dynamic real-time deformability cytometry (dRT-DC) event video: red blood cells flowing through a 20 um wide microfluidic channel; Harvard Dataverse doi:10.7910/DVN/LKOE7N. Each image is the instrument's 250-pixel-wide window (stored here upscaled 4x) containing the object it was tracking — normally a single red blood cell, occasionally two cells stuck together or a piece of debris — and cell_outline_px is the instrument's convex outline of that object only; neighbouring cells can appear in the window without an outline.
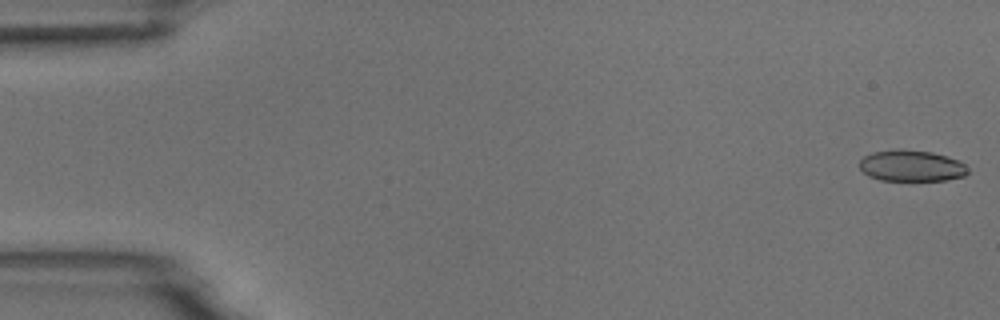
{"species": "common noctule bat (a hibernating species)", "species_latin": "Nyctalus noctula", "temperature_condition": "room temperature", "stored_images_in_passage": 54, "camera_frame_rate_fps": 3000, "um_per_image_px": 0.085, "animal": {"sex": "male", "body_mass_g": 18.8}, "frame": {"image": 1, "passage_image": 1, "time_ms": 0.0, "image_size_px": [1000, 320], "cell_outline_px": [[968, 172], [964, 176], [948, 180], [880, 180], [868, 176], [860, 168], [860, 160], [864, 156], [872, 152], [900, 148], [932, 152], [948, 156], [964, 164], [968, 168]], "centroid_in_image_um": [77.46, 14.08], "position_along_channel_um": 7.5, "area_um2": 19.83}}
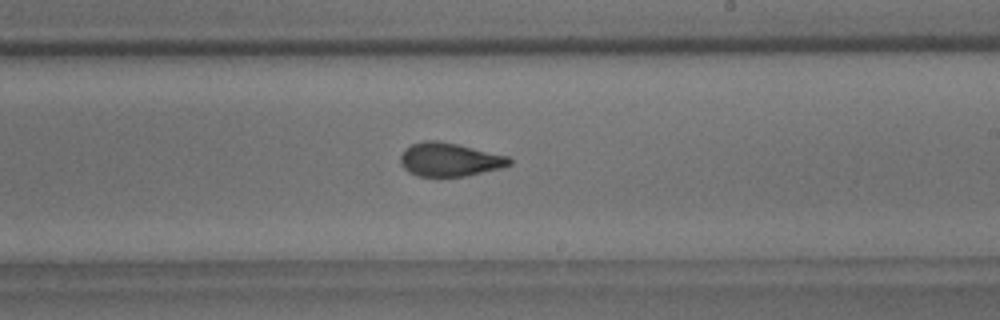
{"frame": {"image": 2, "passage_image": 32, "time_ms": 10.333, "image_size_px": [1000, 320], "cell_outline_px": [[512, 164], [500, 168], [464, 176], [416, 176], [408, 172], [400, 164], [400, 156], [404, 148], [412, 144], [424, 140], [436, 140], [456, 144], [508, 156], [512, 160]], "centroid_in_image_um": [38.17, 13.56], "position_along_channel_um": 250.8, "area_um2": 21.21}}
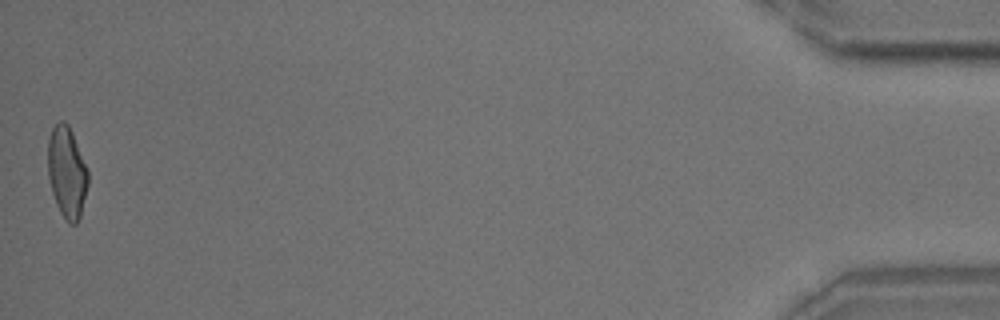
{"frame": {"image": 3, "passage_image": 54, "time_ms": 17.667, "image_size_px": [1000, 320], "cell_outline_px": [[88, 184], [80, 216], [76, 224], [68, 224], [64, 220], [56, 204], [52, 192], [48, 176], [48, 140], [52, 128], [60, 120], [64, 120], [68, 124], [72, 132], [88, 172]], "centroid_in_image_um": [5.67, 14.66], "position_along_channel_um": 429.5, "area_um2": 21.27}, "authors_computed_cell_mechanics": {"area_um2": 21.2415, "velocity_mm_per_s": 3.726, "shape_relaxation_time_tau1_ms": 7.2237, "shape_relaxation_time_tau2_ms": 1.5216, "deformation_change_tau1": 0.1872, "deformation_change_tau2": 0.0896}}